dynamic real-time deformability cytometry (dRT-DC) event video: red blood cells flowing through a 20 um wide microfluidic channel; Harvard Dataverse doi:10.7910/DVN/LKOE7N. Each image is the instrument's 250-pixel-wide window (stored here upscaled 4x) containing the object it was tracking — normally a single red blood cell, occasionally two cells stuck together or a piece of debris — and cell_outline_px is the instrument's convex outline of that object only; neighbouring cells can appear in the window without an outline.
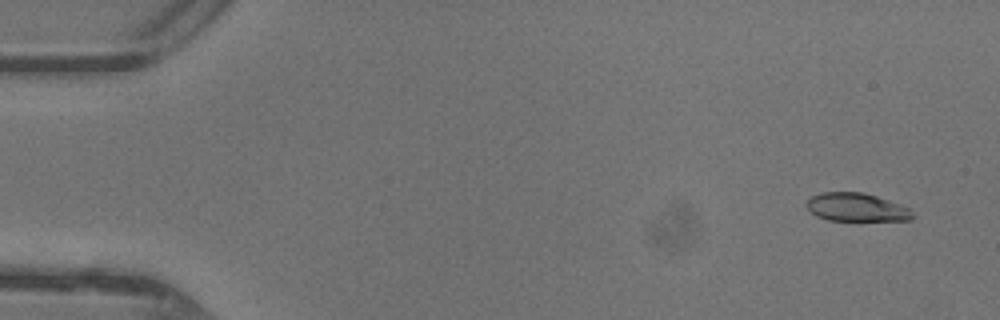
{"species": "common noctule bat (a hibernating species)", "species_latin": "Nyctalus noctula", "temperature_condition": "warm", "stored_images_in_passage": 14, "camera_frame_rate_fps": 3000, "um_per_image_px": 0.085, "animal": {"sex": "female"}, "frame": {"image": 1, "passage_image": 3, "time_ms": 0.667, "image_size_px": [1000, 320], "cell_outline_px": [[912, 220], [828, 220], [816, 216], [804, 204], [812, 196], [820, 192], [864, 192], [900, 204], [908, 208], [912, 212]], "centroid_in_image_um": [72.77, 17.61], "position_along_channel_um": 12.2, "area_um2": 17.34}}
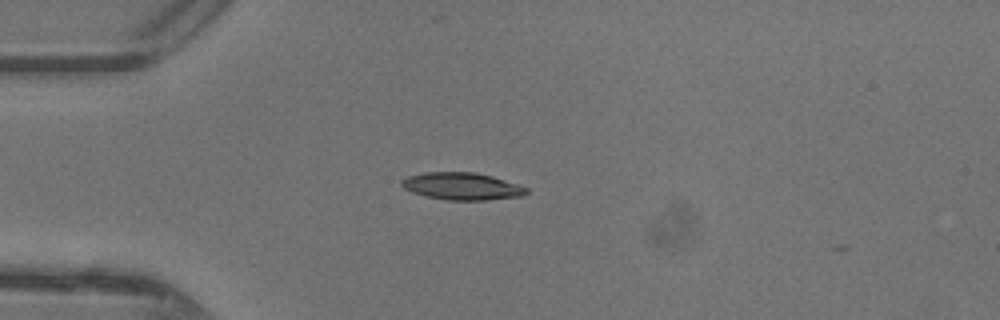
{"frame": {"image": 2, "passage_image": 13, "time_ms": 4.0, "image_size_px": [1000, 320], "cell_outline_px": [[528, 192], [524, 196], [484, 200], [448, 200], [428, 196], [412, 192], [404, 188], [400, 184], [400, 180], [408, 176], [424, 172], [472, 172], [492, 176], [528, 188]], "centroid_in_image_um": [39.25, 15.83], "position_along_channel_um": 45.7, "area_um2": 19.71}}